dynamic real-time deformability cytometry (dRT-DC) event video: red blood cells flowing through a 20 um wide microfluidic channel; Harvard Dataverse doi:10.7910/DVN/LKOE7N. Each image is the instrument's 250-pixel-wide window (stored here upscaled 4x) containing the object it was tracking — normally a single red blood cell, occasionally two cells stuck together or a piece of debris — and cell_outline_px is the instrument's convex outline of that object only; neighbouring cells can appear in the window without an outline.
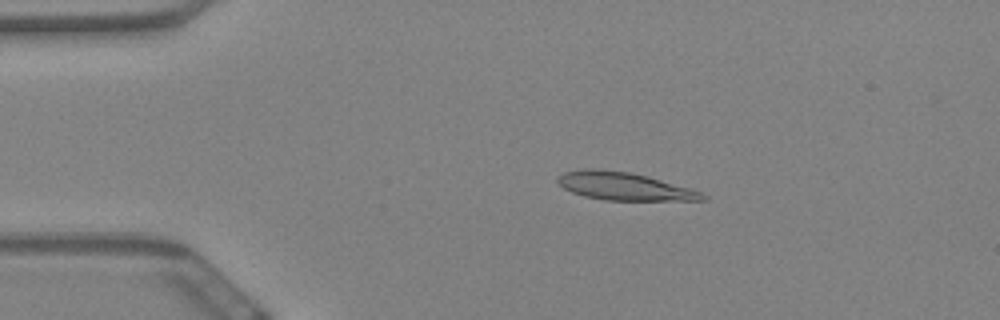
{"species": "Egyptian fruit bat (a non-hibernating species)", "species_latin": "Rousettus aegyptiacus", "temperature_condition": "warm", "stored_images_in_passage": 25, "camera_frame_rate_fps": 3000, "um_per_image_px": 0.085, "animal": {"sex": "female"}, "frame": {"image": 1, "passage_image": 12, "time_ms": 3.667, "image_size_px": [1000, 320], "cell_outline_px": [[708, 200], [604, 200], [584, 196], [572, 192], [564, 188], [556, 180], [556, 176], [564, 172], [584, 168], [596, 168], [628, 172], [648, 176], [688, 188], [700, 192], [708, 196]], "centroid_in_image_um": [53.01, 15.82], "position_along_channel_um": 32.0, "area_um2": 23.41}}
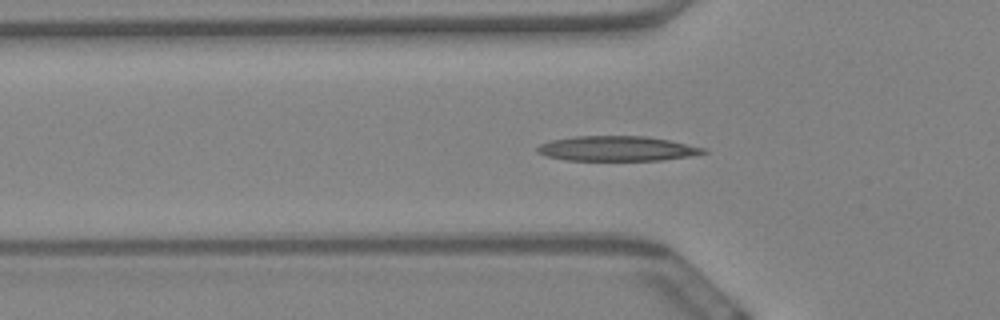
{"frame": {"image": 2, "passage_image": 20, "time_ms": 6.333, "image_size_px": [1000, 320], "cell_outline_px": [[708, 152], [692, 156], [660, 160], [564, 160], [548, 156], [536, 152], [536, 148], [540, 144], [552, 140], [576, 136], [648, 136], [668, 140], [704, 148]], "centroid_in_image_um": [52.43, 12.63], "position_along_channel_um": 73.4, "area_um2": 23.99}}
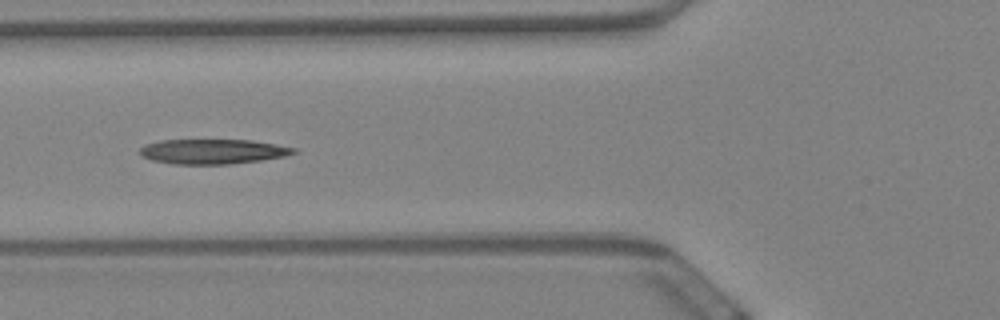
{"frame": {"image": 3, "passage_image": 23, "time_ms": 7.333, "image_size_px": [1000, 320], "cell_outline_px": [[296, 152], [284, 156], [260, 160], [232, 164], [172, 164], [152, 160], [140, 156], [140, 148], [148, 144], [160, 140], [252, 140], [276, 144], [296, 148]], "centroid_in_image_um": [18.08, 12.88], "position_along_channel_um": 107.7, "area_um2": 22.2}}